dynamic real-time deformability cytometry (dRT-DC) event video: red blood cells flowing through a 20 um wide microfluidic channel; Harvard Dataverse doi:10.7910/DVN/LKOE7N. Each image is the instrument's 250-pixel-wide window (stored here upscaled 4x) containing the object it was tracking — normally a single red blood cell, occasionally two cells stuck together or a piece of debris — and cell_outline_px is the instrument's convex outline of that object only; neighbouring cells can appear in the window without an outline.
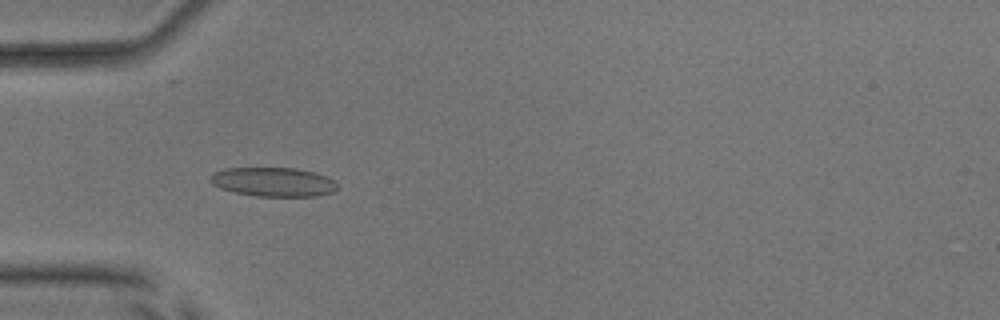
{"species": "common noctule bat (a hibernating species)", "species_latin": "Nyctalus noctula", "temperature_condition": "room temperature", "stored_images_in_passage": 54, "camera_frame_rate_fps": 3000, "um_per_image_px": 0.085, "animal": {"sex": "male", "body_mass_g": 17.9, "forearm_length_mm": 54.2}, "frame": {"image": 1, "passage_image": 18, "time_ms": 5.667, "image_size_px": [1000, 320], "cell_outline_px": [[340, 188], [332, 192], [316, 196], [256, 196], [236, 192], [220, 188], [212, 184], [208, 180], [208, 176], [212, 172], [224, 168], [296, 168], [316, 172], [328, 176], [336, 180]], "centroid_in_image_um": [23.25, 15.45], "position_along_channel_um": 61.7, "area_um2": 21.96}}
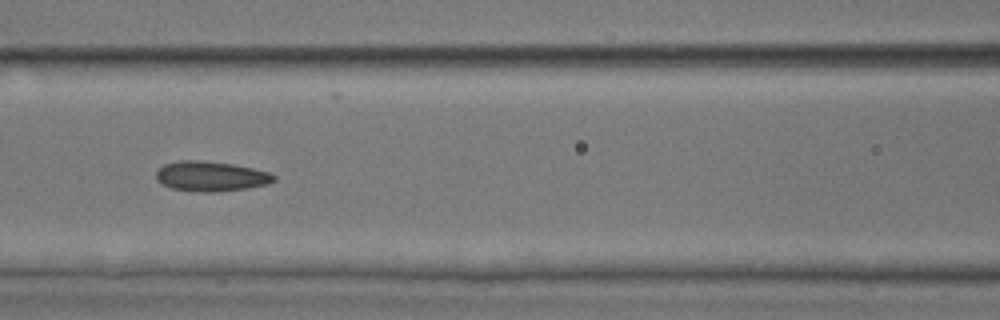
{"frame": {"image": 2, "passage_image": 25, "time_ms": 8.0, "image_size_px": [1000, 320], "cell_outline_px": [[276, 180], [268, 184], [248, 188], [216, 192], [200, 192], [172, 188], [156, 180], [156, 172], [164, 164], [180, 160], [204, 160], [232, 164], [252, 168], [268, 172], [276, 176]], "centroid_in_image_um": [17.94, 14.98], "position_along_channel_um": 148.7, "area_um2": 20.58}}
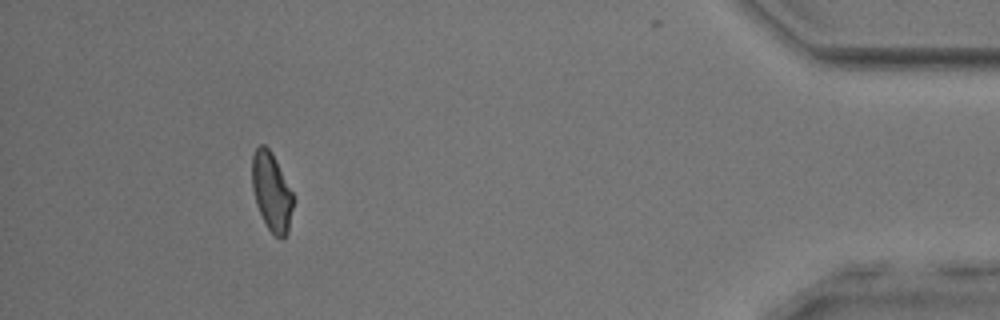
{"frame": {"image": 3, "passage_image": 50, "time_ms": 16.333, "image_size_px": [1000, 320], "cell_outline_px": [[292, 208], [288, 232], [284, 240], [280, 240], [268, 228], [256, 204], [252, 188], [252, 156], [256, 148], [260, 144], [264, 144], [272, 152], [292, 192]], "centroid_in_image_um": [23.07, 16.3], "position_along_channel_um": 412.1, "area_um2": 18.61}, "authors_computed_cell_mechanics": {"area_um2": 20.3167, "velocity_mm_per_s": 3.86, "shape_relaxation_time_tau1_ms": 5.0897, "shape_relaxation_time_tau2_ms": 2.1066, "deformation_change_tau1": 0.1243, "deformation_change_tau2": 0.0892}}